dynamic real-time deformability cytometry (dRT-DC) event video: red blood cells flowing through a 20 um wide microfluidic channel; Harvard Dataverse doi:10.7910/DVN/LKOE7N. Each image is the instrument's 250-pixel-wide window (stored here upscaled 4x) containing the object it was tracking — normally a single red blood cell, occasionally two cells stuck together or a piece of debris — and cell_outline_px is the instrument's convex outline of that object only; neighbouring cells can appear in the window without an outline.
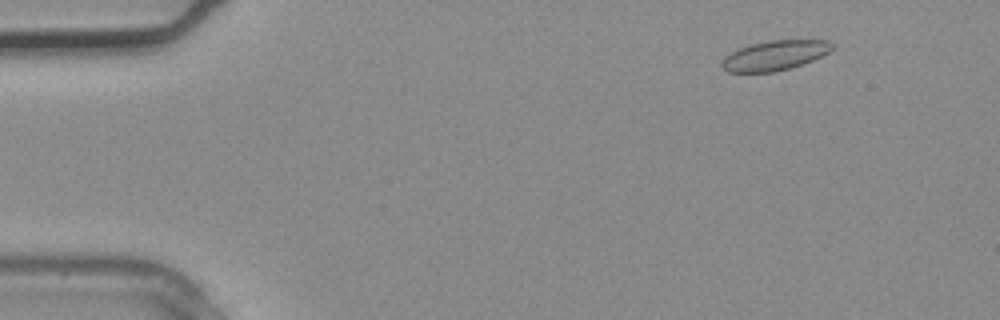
{"species": "common noctule bat (a hibernating species)", "species_latin": "Nyctalus noctula", "temperature_condition": "warm", "stored_images_in_passage": 2, "camera_frame_rate_fps": 3000, "um_per_image_px": 0.085, "animal": {"sex": "male", "body_mass_g": 20.4}, "frame": {"image": 1, "passage_image": 1, "time_ms": 0.0, "image_size_px": [1000, 320], "cell_outline_px": [[832, 48], [828, 52], [812, 60], [788, 68], [772, 72], [728, 72], [720, 64], [724, 56], [740, 48], [752, 44], [768, 40], [828, 40], [832, 44]], "centroid_in_image_um": [65.82, 4.7], "position_along_channel_um": 19.2, "area_um2": 18.79}}
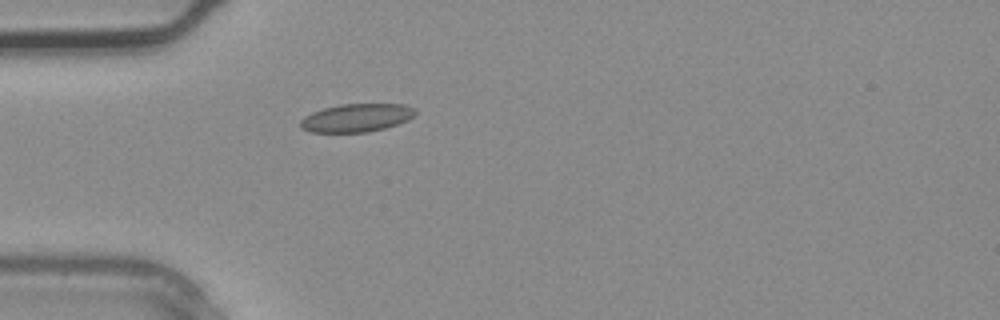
{"frame": {"image": 2, "passage_image": 2, "time_ms": 0.333, "image_size_px": [1000, 320], "cell_outline_px": [[416, 112], [408, 120], [384, 128], [368, 132], [312, 132], [300, 128], [300, 120], [304, 116], [312, 112], [324, 108], [340, 104], [404, 104], [412, 108]], "centroid_in_image_um": [30.26, 10.01], "position_along_channel_um": 54.7, "area_um2": 18.73}}